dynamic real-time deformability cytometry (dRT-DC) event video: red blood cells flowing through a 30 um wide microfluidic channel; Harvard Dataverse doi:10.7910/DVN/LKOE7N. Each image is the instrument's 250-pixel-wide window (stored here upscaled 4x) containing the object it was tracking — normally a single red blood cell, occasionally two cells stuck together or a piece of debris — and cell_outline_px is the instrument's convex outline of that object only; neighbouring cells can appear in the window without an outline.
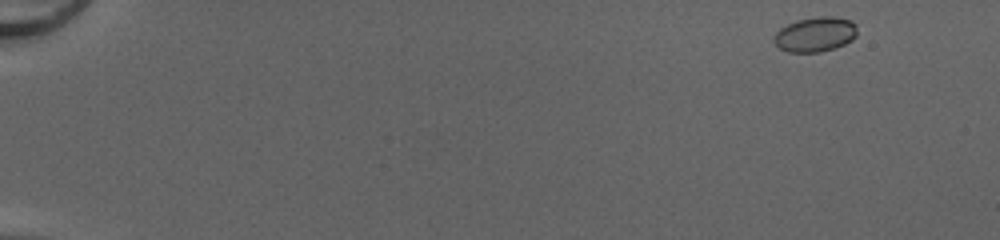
{"species": "common noctule bat (a hibernating species)", "species_latin": "Nyctalus noctula", "temperature_condition": "cold", "stored_images_in_passage": 48, "camera_frame_rate_fps": 3000, "um_per_image_px": 0.085, "animal": {"sex": "female", "body_mass_g": 20.0, "forearm_length_mm": 54.0}, "frame": {"image": 1, "passage_image": 1, "time_ms": 0.0, "image_size_px": [1000, 240], "cell_outline_px": [[856, 36], [852, 40], [844, 44], [820, 52], [788, 52], [780, 48], [772, 40], [776, 32], [780, 28], [796, 20], [820, 16], [832, 16], [852, 20], [856, 24]], "centroid_in_image_um": [69.29, 2.91], "position_along_channel_um": 15.7, "area_um2": 16.88}}
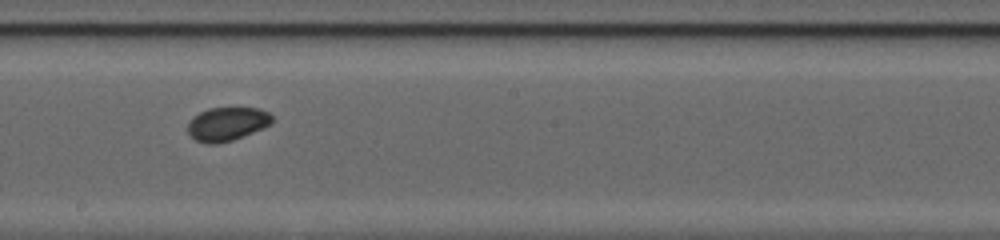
{"frame": {"image": 2, "passage_image": 28, "time_ms": 9.0, "image_size_px": [1000, 240], "cell_outline_px": [[272, 124], [264, 128], [232, 140], [216, 144], [208, 144], [196, 140], [188, 132], [188, 124], [192, 116], [208, 108], [260, 108], [268, 112], [272, 116]], "centroid_in_image_um": [19.31, 10.53], "position_along_channel_um": 228.9, "area_um2": 16.53}}
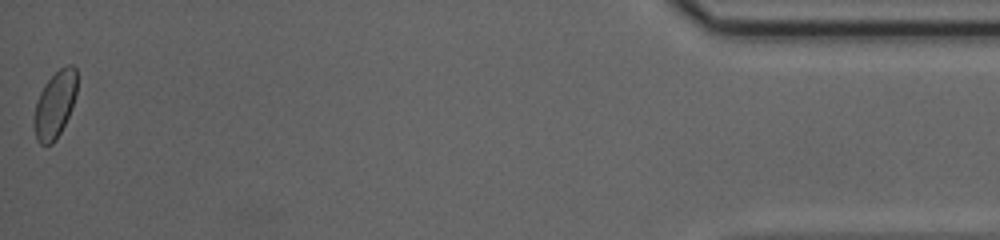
{"frame": {"image": 3, "passage_image": 48, "time_ms": 15.667, "image_size_px": [1000, 240], "cell_outline_px": [[76, 96], [72, 108], [56, 140], [52, 144], [40, 144], [36, 140], [32, 120], [36, 100], [44, 84], [60, 68], [68, 64], [72, 64], [76, 68]], "centroid_in_image_um": [4.64, 8.9], "position_along_channel_um": 430.6, "area_um2": 16.88}, "authors_computed_cell_mechanics": {"area_um2": 16.5886, "velocity_mm_per_s": 4.211, "shape_relaxation_time_tau1_ms": null, "shape_relaxation_time_tau2_ms": 4.3603, "deformation_change_tau1": null, "deformation_change_tau2": 0.0515}}